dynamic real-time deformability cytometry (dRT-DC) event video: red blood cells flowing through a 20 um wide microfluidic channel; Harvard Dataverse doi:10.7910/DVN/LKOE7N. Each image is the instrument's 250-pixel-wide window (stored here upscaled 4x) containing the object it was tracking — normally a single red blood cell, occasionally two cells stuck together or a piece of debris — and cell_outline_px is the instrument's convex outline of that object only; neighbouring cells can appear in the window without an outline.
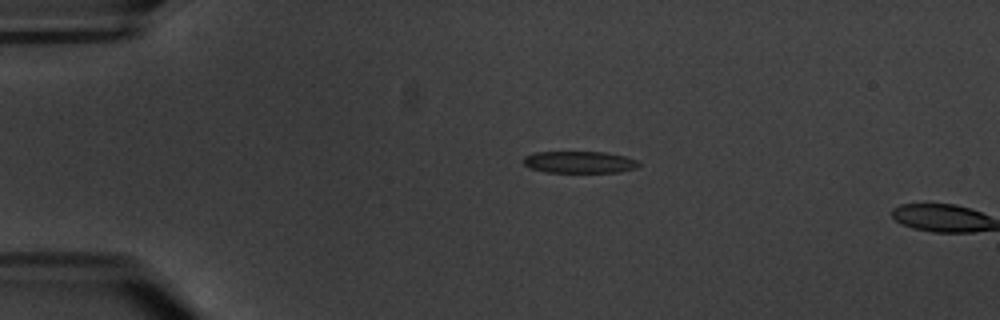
{"species": "common noctule bat (a hibernating species)", "species_latin": "Nyctalus noctula", "temperature_condition": "warm", "stored_images_in_passage": 4, "camera_frame_rate_fps": 3000, "um_per_image_px": 0.085, "animal": {"sex": "male", "body_mass_g": 20.1, "forearm_length_mm": 53.5}, "frame": {"image": 1, "passage_image": 3, "time_ms": 3.0, "image_size_px": [1000, 320], "cell_outline_px": [[640, 164], [636, 168], [620, 172], [544, 172], [528, 168], [520, 160], [524, 156], [536, 152], [604, 152], [624, 156], [636, 160]], "centroid_in_image_um": [49.19, 13.78], "position_along_channel_um": 35.8, "area_um2": 14.8}}